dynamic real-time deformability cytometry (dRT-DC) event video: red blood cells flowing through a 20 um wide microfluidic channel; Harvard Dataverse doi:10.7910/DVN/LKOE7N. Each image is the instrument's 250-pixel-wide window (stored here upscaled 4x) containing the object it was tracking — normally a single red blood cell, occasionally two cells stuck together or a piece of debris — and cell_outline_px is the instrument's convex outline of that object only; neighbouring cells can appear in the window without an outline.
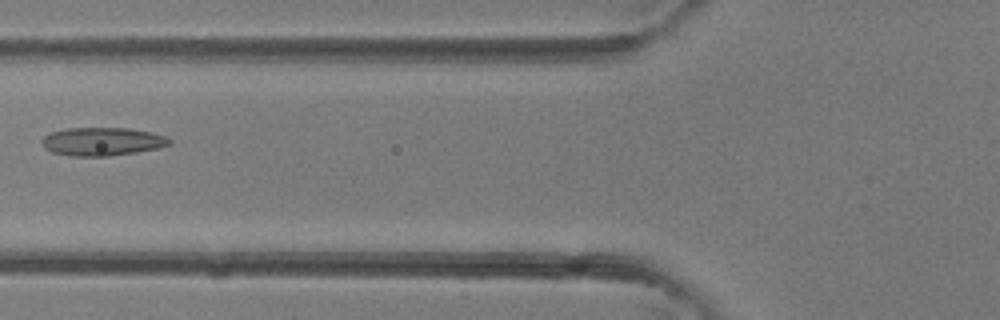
{"species": "common noctule bat (a hibernating species)", "species_latin": "Nyctalus noctula", "temperature_condition": "room temperature", "stored_images_in_passage": 3, "camera_frame_rate_fps": 3000, "um_per_image_px": 0.085, "animal": {"sex": "female"}, "frame": {"image": 1, "passage_image": 3, "time_ms": 0.667, "image_size_px": [1000, 320], "cell_outline_px": [[172, 144], [160, 148], [136, 152], [108, 156], [68, 156], [52, 152], [44, 148], [40, 140], [48, 132], [64, 128], [128, 128], [148, 132], [164, 136], [172, 140]], "centroid_in_image_um": [8.64, 12.03], "position_along_channel_um": 117.2, "area_um2": 21.21}}